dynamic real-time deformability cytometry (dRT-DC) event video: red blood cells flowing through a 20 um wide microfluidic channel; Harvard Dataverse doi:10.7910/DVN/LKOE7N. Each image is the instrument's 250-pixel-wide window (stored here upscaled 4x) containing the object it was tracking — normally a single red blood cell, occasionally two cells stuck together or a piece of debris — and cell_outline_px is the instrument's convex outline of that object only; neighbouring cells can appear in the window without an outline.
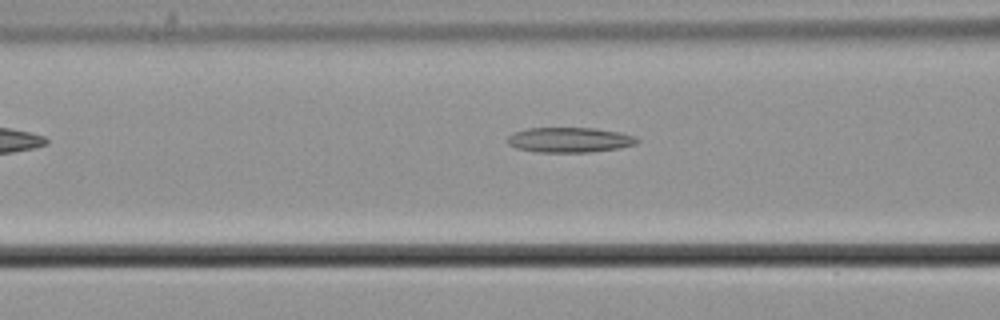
{"species": "common noctule bat (a hibernating species)", "species_latin": "Nyctalus noctula", "temperature_condition": "cold", "stored_images_in_passage": 10, "camera_frame_rate_fps": 3000, "um_per_image_px": 0.085, "animal": {"sex": "male", "body_mass_g": 21.5, "forearm_length_mm": 52.0}, "frame": {"image": 1, "passage_image": 6, "time_ms": 1.667, "image_size_px": [1000, 320], "cell_outline_px": [[640, 140], [636, 144], [620, 148], [588, 152], [536, 152], [516, 148], [508, 144], [508, 136], [512, 132], [528, 128], [596, 128], [620, 132], [636, 136]], "centroid_in_image_um": [48.42, 11.88], "position_along_channel_um": 118.2, "area_um2": 19.07}}
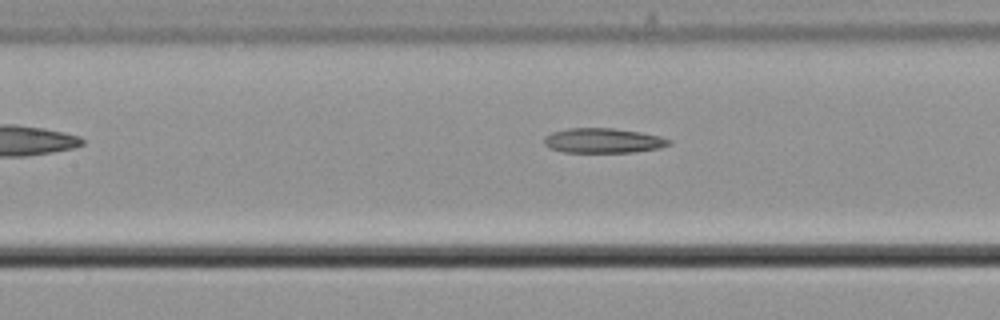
{"frame": {"image": 2, "passage_image": 9, "time_ms": 2.667, "image_size_px": [1000, 320], "cell_outline_px": [[672, 144], [660, 148], [632, 152], [564, 152], [548, 148], [544, 144], [544, 136], [552, 132], [568, 128], [612, 128], [640, 132], [660, 136], [672, 140]], "centroid_in_image_um": [51.26, 11.95], "position_along_channel_um": 156.1, "area_um2": 18.15}}